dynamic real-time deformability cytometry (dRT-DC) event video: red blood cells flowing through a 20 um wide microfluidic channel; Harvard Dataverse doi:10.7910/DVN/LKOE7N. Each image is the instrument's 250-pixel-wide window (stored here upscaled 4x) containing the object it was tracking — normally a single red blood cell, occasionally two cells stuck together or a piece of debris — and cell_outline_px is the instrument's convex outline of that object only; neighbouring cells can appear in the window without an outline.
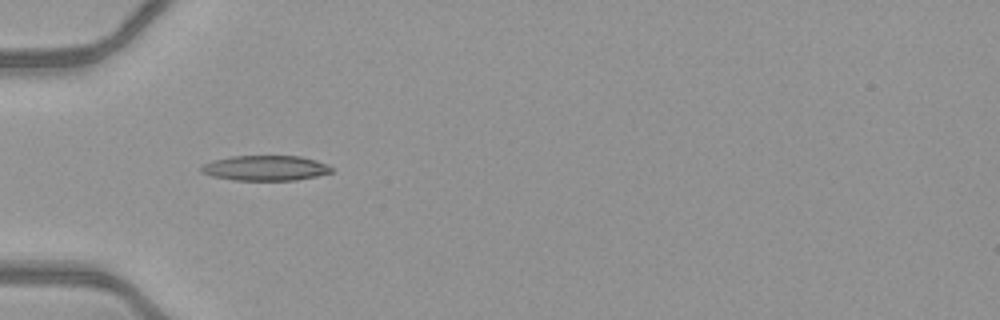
{"species": "common noctule bat (a hibernating species)", "species_latin": "Nyctalus noctula", "temperature_condition": "warm", "stored_images_in_passage": 34, "camera_frame_rate_fps": 3000, "um_per_image_px": 0.085, "animal": {"sex": "female", "body_mass_g": 21.9}, "frame": {"image": 1, "passage_image": 1, "time_ms": 0.0, "image_size_px": [1000, 320], "cell_outline_px": [[332, 172], [316, 176], [296, 180], [232, 180], [212, 176], [200, 172], [200, 168], [204, 164], [212, 160], [232, 156], [300, 156], [316, 160], [328, 164], [332, 168]], "centroid_in_image_um": [22.55, 14.28], "position_along_channel_um": 62.5, "area_um2": 19.13}}
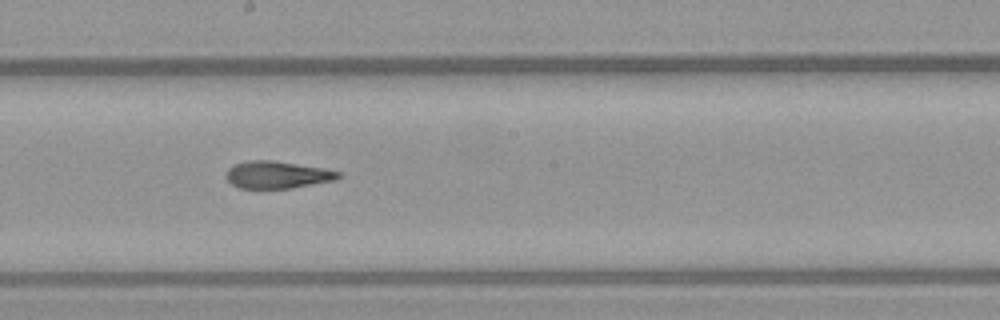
{"frame": {"image": 2, "passage_image": 13, "time_ms": 4.0, "image_size_px": [1000, 320], "cell_outline_px": [[340, 176], [336, 180], [292, 188], [240, 188], [232, 184], [224, 176], [228, 168], [232, 164], [248, 160], [268, 160], [324, 168], [340, 172]], "centroid_in_image_um": [23.53, 14.85], "position_along_channel_um": 224.7, "area_um2": 17.8}}
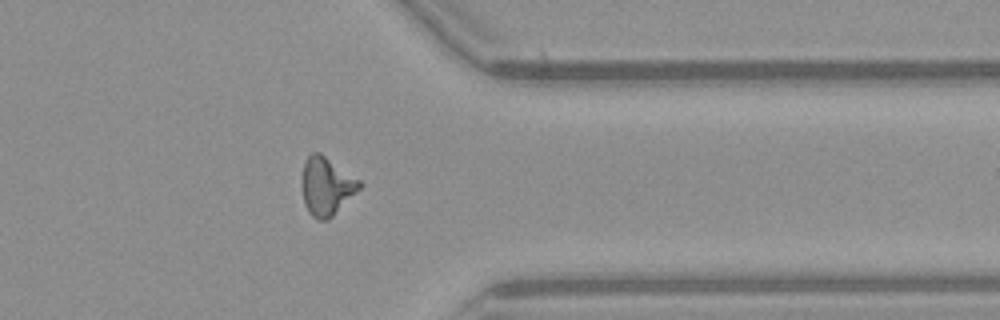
{"frame": {"image": 3, "passage_image": 25, "time_ms": 8.0, "image_size_px": [1000, 320], "cell_outline_px": [[364, 184], [328, 220], [320, 220], [312, 216], [308, 212], [304, 204], [300, 184], [300, 180], [304, 164], [308, 156], [312, 152], [320, 152], [360, 180]], "centroid_in_image_um": [27.71, 15.82], "position_along_channel_um": 383.7, "area_um2": 19.59}, "authors_computed_cell_mechanics": {"area_um2": 18.3515, "velocity_mm_per_s": 4.1485, "shape_relaxation_time_tau1_ms": null, "shape_relaxation_time_tau2_ms": 2.4818, "deformation_change_tau1": null, "deformation_change_tau2": 0.1239}}